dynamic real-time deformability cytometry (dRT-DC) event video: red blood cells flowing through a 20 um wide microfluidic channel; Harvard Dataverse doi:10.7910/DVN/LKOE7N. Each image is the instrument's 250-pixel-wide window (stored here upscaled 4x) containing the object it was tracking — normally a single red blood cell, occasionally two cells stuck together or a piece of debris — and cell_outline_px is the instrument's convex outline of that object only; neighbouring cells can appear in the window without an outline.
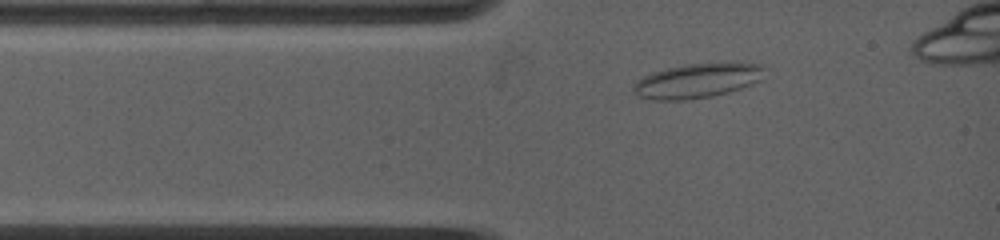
{"species": "common noctule bat (a hibernating species)", "species_latin": "Nyctalus noctula", "temperature_condition": "warm", "stored_images_in_passage": 8, "camera_frame_rate_fps": 5000, "um_per_image_px": 0.085, "animal": {"sex": "female", "body_mass_g": 19.0, "forearm_length_mm": 53.3}, "frame": {"image": 1, "passage_image": 3, "time_ms": 1.2, "image_size_px": [1000, 240], "cell_outline_px": [[764, 68], [756, 80], [752, 84], [728, 92], [712, 96], [684, 100], [652, 100], [636, 96], [632, 92], [632, 88], [636, 80], [652, 72], [684, 64], [736, 60], [760, 64]], "centroid_in_image_um": [59.23, 6.83], "position_along_channel_um": 25.8, "area_um2": 26.88}}
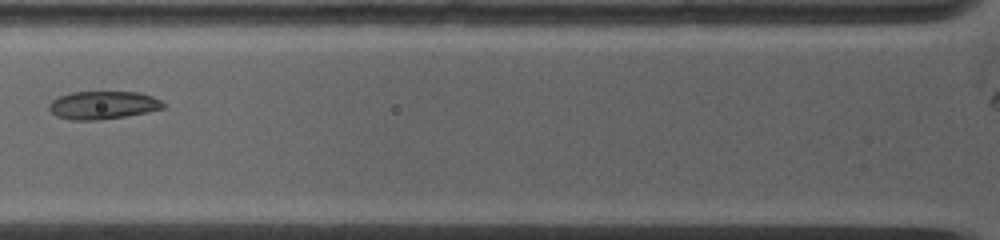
{"frame": {"image": 2, "passage_image": 7, "time_ms": 3.8, "image_size_px": [1000, 240], "cell_outline_px": [[164, 108], [124, 116], [100, 120], [72, 120], [56, 116], [48, 108], [48, 104], [52, 100], [60, 96], [72, 92], [140, 92], [152, 96], [160, 100], [164, 104]], "centroid_in_image_um": [8.72, 8.93], "position_along_channel_um": 117.1, "area_um2": 18.5}}